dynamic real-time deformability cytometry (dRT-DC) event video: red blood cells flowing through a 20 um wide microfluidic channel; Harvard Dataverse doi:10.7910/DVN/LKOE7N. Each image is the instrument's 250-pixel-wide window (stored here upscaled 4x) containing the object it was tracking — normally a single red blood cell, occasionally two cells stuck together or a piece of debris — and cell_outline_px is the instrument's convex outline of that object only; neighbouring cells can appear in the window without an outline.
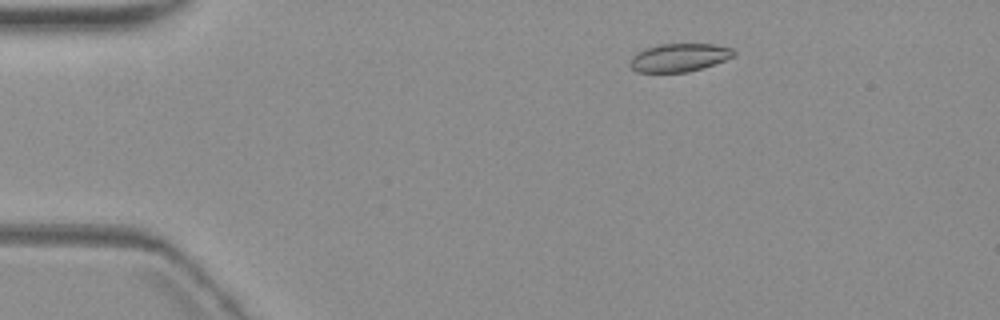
{"species": "common noctule bat (a hibernating species)", "species_latin": "Nyctalus noctula", "temperature_condition": "warm", "stored_images_in_passage": 6, "camera_frame_rate_fps": 3000, "um_per_image_px": 0.085, "animal": {"sex": "female", "body_mass_g": 19.3, "forearm_length_mm": 54.1}, "frame": {"image": 1, "passage_image": 3, "time_ms": 2.333, "image_size_px": [1000, 320], "cell_outline_px": [[736, 52], [732, 56], [724, 60], [688, 72], [636, 72], [628, 64], [632, 56], [644, 48], [660, 44], [712, 44], [732, 48]], "centroid_in_image_um": [57.68, 4.89], "position_along_channel_um": 27.3, "area_um2": 16.88}}